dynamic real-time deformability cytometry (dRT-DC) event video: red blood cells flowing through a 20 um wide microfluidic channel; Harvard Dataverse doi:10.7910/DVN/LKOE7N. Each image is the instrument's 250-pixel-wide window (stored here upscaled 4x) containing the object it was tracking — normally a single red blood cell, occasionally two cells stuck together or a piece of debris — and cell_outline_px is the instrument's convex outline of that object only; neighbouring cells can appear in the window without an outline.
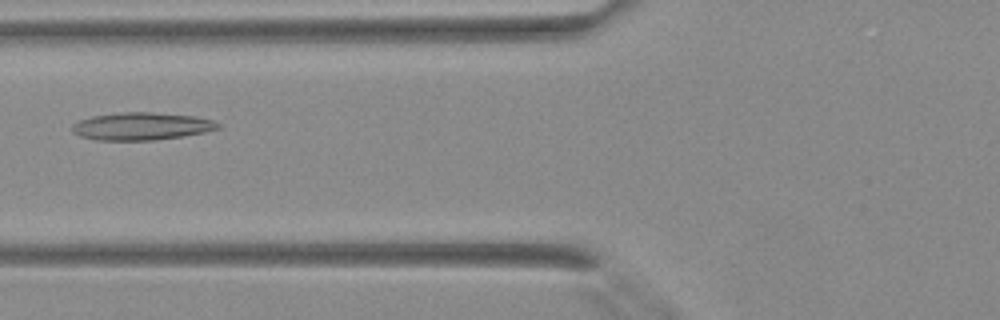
{"species": "Egyptian fruit bat (a non-hibernating species)", "species_latin": "Rousettus aegyptiacus", "temperature_condition": "warm", "stored_images_in_passage": 42, "camera_frame_rate_fps": 3000, "um_per_image_px": 0.085, "animal": {"sex": "female"}, "frame": {"image": 1, "passage_image": 17, "time_ms": 5.333, "image_size_px": [1000, 320], "cell_outline_px": [[220, 128], [204, 132], [156, 140], [96, 140], [80, 136], [72, 132], [72, 124], [80, 120], [92, 116], [120, 112], [152, 112], [192, 116], [212, 120], [220, 124]], "centroid_in_image_um": [11.99, 10.73], "position_along_channel_um": 113.8, "area_um2": 23.29}}
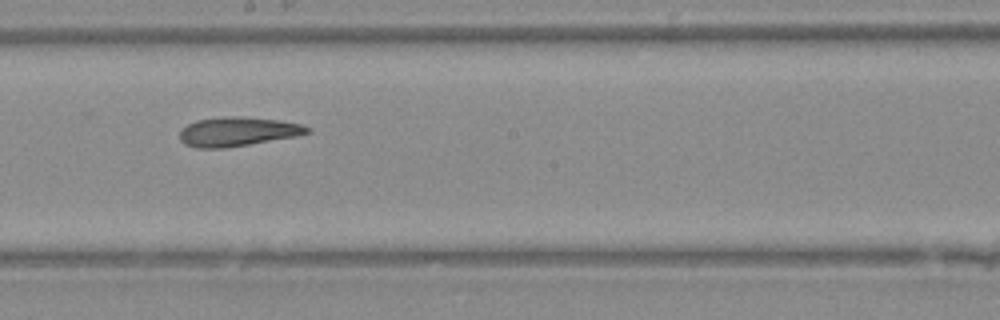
{"frame": {"image": 2, "passage_image": 24, "time_ms": 7.667, "image_size_px": [1000, 320], "cell_outline_px": [[312, 132], [296, 136], [224, 148], [196, 148], [184, 144], [180, 140], [180, 128], [196, 120], [220, 116], [244, 116], [280, 120], [300, 124], [312, 128]], "centroid_in_image_um": [20.18, 11.17], "position_along_channel_um": 228.0, "area_um2": 21.91}}
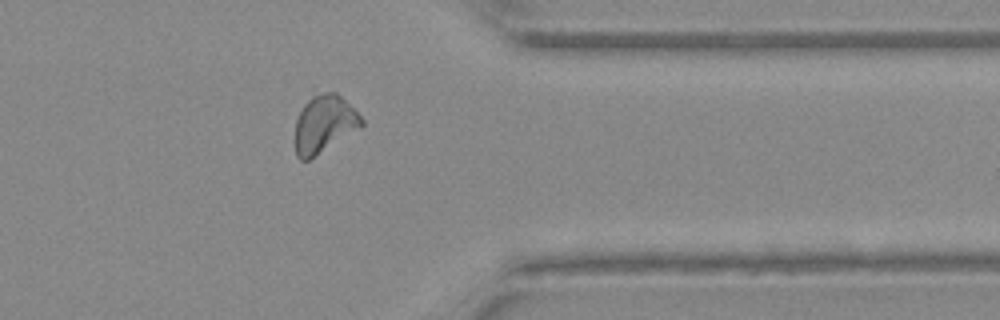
{"frame": {"image": 3, "passage_image": 34, "time_ms": 11.0, "image_size_px": [1000, 320], "cell_outline_px": [[364, 124], [360, 128], [308, 160], [300, 160], [296, 156], [296, 120], [312, 88], [336, 92], [364, 120]], "centroid_in_image_um": [27.53, 10.46], "position_along_channel_um": 383.9, "area_um2": 22.48}}